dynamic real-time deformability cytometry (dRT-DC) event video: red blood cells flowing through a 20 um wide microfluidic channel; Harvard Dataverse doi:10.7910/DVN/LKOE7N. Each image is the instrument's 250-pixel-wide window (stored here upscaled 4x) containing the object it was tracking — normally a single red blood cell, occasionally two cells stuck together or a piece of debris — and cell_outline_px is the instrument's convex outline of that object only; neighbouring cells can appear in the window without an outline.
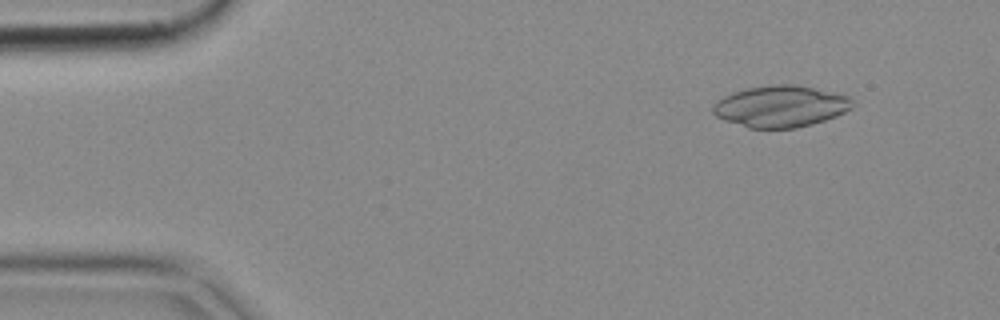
{"species": "common noctule bat (a hibernating species)", "species_latin": "Nyctalus noctula", "temperature_condition": "cold", "stored_images_in_passage": 51, "camera_frame_rate_fps": 3000, "um_per_image_px": 0.085, "animal": {"sex": "female", "body_mass_g": 18.4}, "frame": {"image": 1, "passage_image": 5, "time_ms": 1.333, "image_size_px": [1000, 320], "cell_outline_px": [[852, 108], [836, 116], [812, 124], [796, 128], [748, 128], [724, 120], [716, 116], [712, 112], [712, 104], [716, 100], [732, 92], [748, 88], [780, 84], [792, 84], [832, 92], [848, 96], [852, 100]], "centroid_in_image_um": [66.31, 9.05], "position_along_channel_um": 18.7, "area_um2": 33.58}}
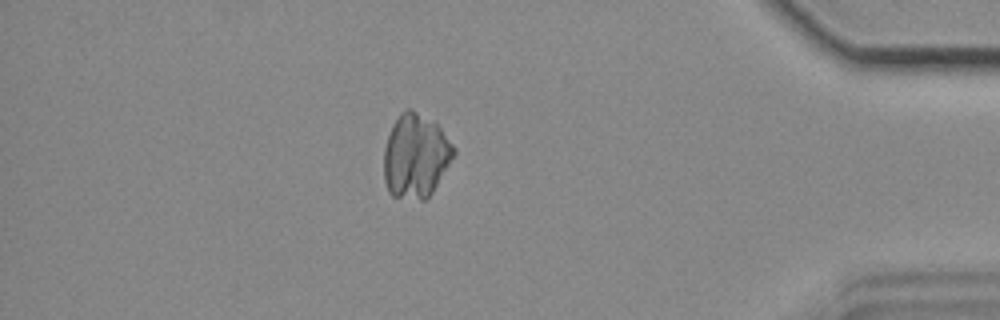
{"frame": {"image": 2, "passage_image": 44, "time_ms": 14.333, "image_size_px": [1000, 320], "cell_outline_px": [[456, 152], [432, 192], [424, 200], [420, 200], [392, 196], [388, 192], [384, 180], [384, 148], [392, 124], [400, 112], [408, 108], [412, 108], [436, 120], [456, 148]], "centroid_in_image_um": [35.33, 13.21], "position_along_channel_um": 399.9, "area_um2": 34.68}}